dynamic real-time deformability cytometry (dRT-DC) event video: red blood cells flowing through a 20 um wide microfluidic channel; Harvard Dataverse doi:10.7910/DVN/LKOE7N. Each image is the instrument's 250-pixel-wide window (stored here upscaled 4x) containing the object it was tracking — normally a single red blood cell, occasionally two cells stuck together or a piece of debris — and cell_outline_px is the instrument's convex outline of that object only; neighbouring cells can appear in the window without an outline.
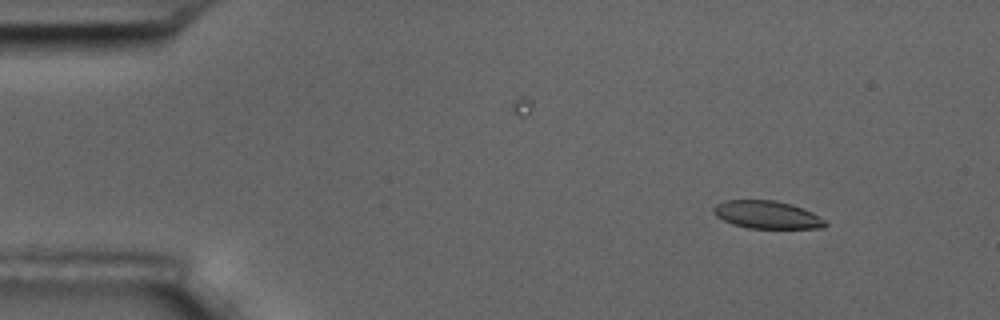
{"species": "common noctule bat (a hibernating species)", "species_latin": "Nyctalus noctula", "temperature_condition": "room temperature", "stored_images_in_passage": 4, "camera_frame_rate_fps": 3000, "um_per_image_px": 0.085, "animal": {"sex": "male", "body_mass_g": 17.5, "forearm_length_mm": 52.3}, "frame": {"image": 1, "passage_image": 1, "time_ms": 0.0, "image_size_px": [1000, 320], "cell_outline_px": [[828, 224], [824, 228], [748, 228], [732, 224], [716, 216], [712, 212], [712, 208], [716, 204], [724, 200], [772, 200], [804, 208], [812, 212], [824, 220]], "centroid_in_image_um": [65.17, 18.25], "position_along_channel_um": 19.8, "area_um2": 18.03}}
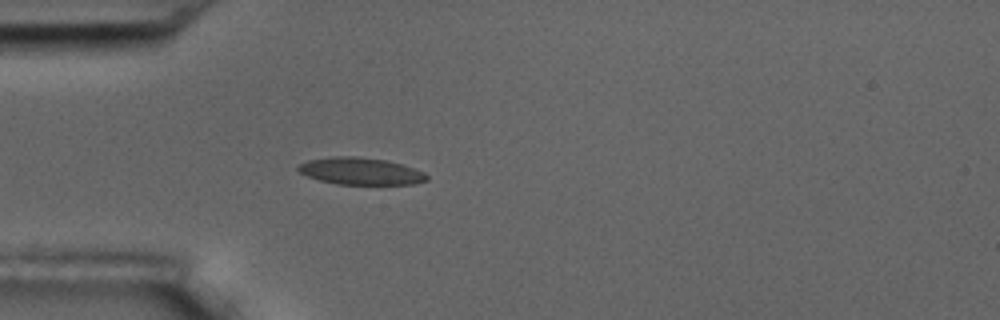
{"frame": {"image": 2, "passage_image": 4, "time_ms": 3.333, "image_size_px": [1000, 320], "cell_outline_px": [[428, 180], [412, 184], [336, 184], [320, 180], [308, 176], [300, 172], [296, 168], [300, 164], [308, 160], [332, 156], [352, 156], [384, 160], [400, 164], [424, 172], [428, 176]], "centroid_in_image_um": [30.63, 14.55], "position_along_channel_um": 54.4, "area_um2": 20.0}}